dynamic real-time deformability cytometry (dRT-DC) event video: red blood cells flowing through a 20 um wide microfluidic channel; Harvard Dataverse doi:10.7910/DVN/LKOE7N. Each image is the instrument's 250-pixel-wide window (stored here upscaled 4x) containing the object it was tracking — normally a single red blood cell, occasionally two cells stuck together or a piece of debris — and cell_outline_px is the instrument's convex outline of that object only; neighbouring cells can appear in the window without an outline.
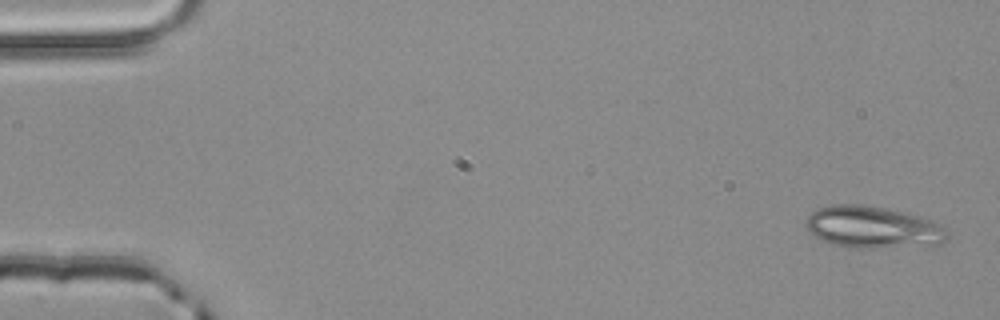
{"species": "common noctule bat (a hibernating species)", "species_latin": "Nyctalus noctula", "temperature_condition": "room temperature", "stored_images_in_passage": 4, "camera_frame_rate_fps": 3000, "um_per_image_px": 0.085, "animal": {"sex": "male", "body_mass_g": 20.4}, "frame": {"image": 1, "passage_image": 1, "time_ms": 0.0, "image_size_px": [1000, 320], "cell_outline_px": [[948, 236], [940, 244], [876, 248], [852, 248], [832, 244], [812, 236], [804, 224], [808, 216], [816, 208], [832, 204], [860, 204], [884, 208], [904, 212], [936, 220], [944, 228]], "centroid_in_image_um": [74.16, 19.31], "position_along_channel_um": 10.8, "area_um2": 34.8}}